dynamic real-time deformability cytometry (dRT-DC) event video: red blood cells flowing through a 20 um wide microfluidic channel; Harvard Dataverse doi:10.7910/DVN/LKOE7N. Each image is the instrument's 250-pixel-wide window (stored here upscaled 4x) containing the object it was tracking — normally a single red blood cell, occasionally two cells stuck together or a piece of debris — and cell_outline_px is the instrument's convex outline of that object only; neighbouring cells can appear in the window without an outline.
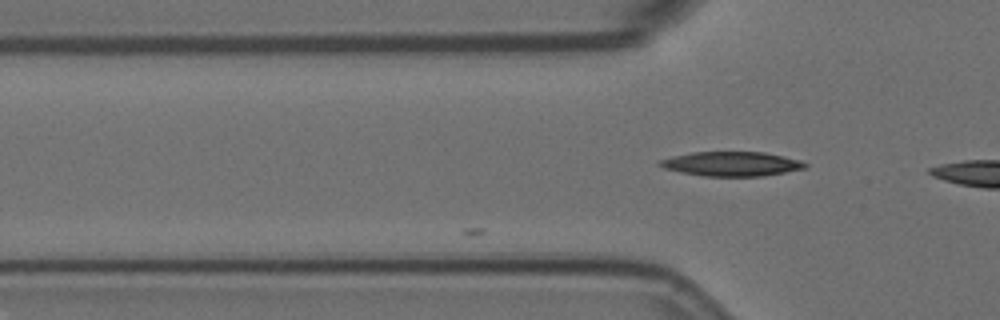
{"species": "Egyptian fruit bat (a non-hibernating species)", "species_latin": "Rousettus aegyptiacus", "temperature_condition": "room temperature", "stored_images_in_passage": 5, "camera_frame_rate_fps": 3000, "um_per_image_px": 0.085, "animal": {"sex": "female"}, "frame": {"image": 1, "passage_image": 4, "time_ms": 1.0, "image_size_px": [1000, 320], "cell_outline_px": [[808, 164], [804, 168], [764, 176], [704, 176], [680, 172], [664, 168], [656, 164], [656, 160], [672, 156], [692, 152], [764, 152], [784, 156], [800, 160]], "centroid_in_image_um": [62.12, 13.92], "position_along_channel_um": 63.7, "area_um2": 20.75}}